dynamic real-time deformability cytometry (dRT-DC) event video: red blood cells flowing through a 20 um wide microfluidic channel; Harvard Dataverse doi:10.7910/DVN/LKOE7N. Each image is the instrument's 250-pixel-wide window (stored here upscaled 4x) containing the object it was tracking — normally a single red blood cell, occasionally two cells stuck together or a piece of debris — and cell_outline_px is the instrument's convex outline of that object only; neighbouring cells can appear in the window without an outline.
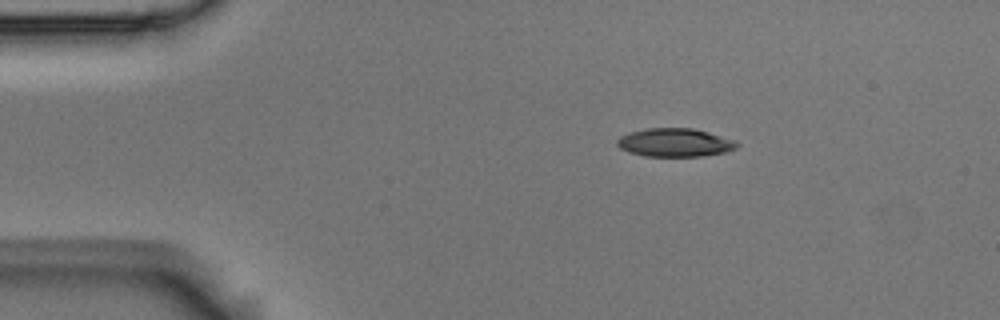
{"species": "Egyptian fruit bat (a non-hibernating species)", "species_latin": "Rousettus aegyptiacus", "temperature_condition": "room temperature", "stored_images_in_passage": 3, "camera_frame_rate_fps": 3000, "um_per_image_px": 0.085, "animal": {"sex": "male"}, "frame": {"image": 1, "passage_image": 1, "time_ms": 0.0, "image_size_px": [1000, 320], "cell_outline_px": [[740, 144], [736, 148], [728, 152], [704, 156], [644, 156], [628, 152], [620, 148], [616, 144], [616, 140], [620, 136], [628, 132], [648, 128], [692, 128], [708, 132], [736, 140]], "centroid_in_image_um": [57.37, 12.12], "position_along_channel_um": 27.6, "area_um2": 20.06}}
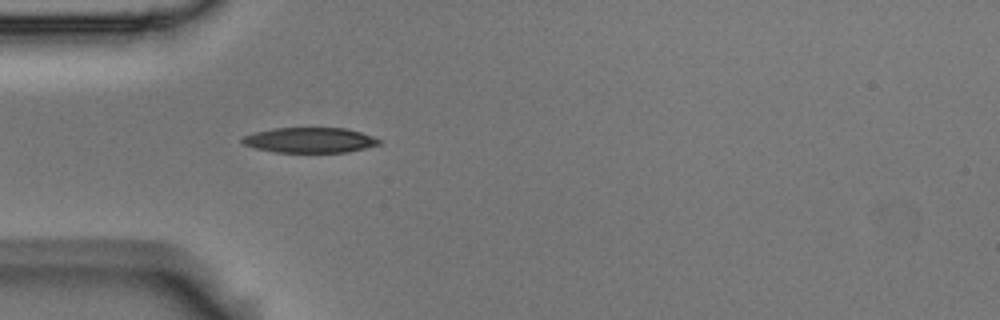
{"frame": {"image": 2, "passage_image": 3, "time_ms": 0.667, "image_size_px": [1000, 320], "cell_outline_px": [[384, 140], [380, 144], [348, 152], [276, 152], [256, 148], [244, 144], [240, 140], [244, 136], [256, 132], [276, 128], [344, 128], [360, 132]], "centroid_in_image_um": [26.37, 11.91], "position_along_channel_um": 58.6, "area_um2": 19.94}}